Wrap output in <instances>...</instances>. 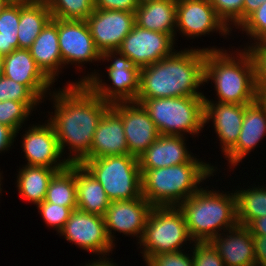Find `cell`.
<instances>
[{
  "label": "cell",
  "instance_id": "1",
  "mask_svg": "<svg viewBox=\"0 0 266 266\" xmlns=\"http://www.w3.org/2000/svg\"><path fill=\"white\" fill-rule=\"evenodd\" d=\"M51 92L54 115L52 124L62 155L69 149V163H81L89 154L96 128L111 104L103 101L85 83H68Z\"/></svg>",
  "mask_w": 266,
  "mask_h": 266
},
{
  "label": "cell",
  "instance_id": "2",
  "mask_svg": "<svg viewBox=\"0 0 266 266\" xmlns=\"http://www.w3.org/2000/svg\"><path fill=\"white\" fill-rule=\"evenodd\" d=\"M205 50L184 48L140 70V89L136 99L204 96ZM198 89V90H197Z\"/></svg>",
  "mask_w": 266,
  "mask_h": 266
},
{
  "label": "cell",
  "instance_id": "3",
  "mask_svg": "<svg viewBox=\"0 0 266 266\" xmlns=\"http://www.w3.org/2000/svg\"><path fill=\"white\" fill-rule=\"evenodd\" d=\"M229 51L205 50V83L212 80L220 103L249 105L260 93L256 86L254 64L245 48ZM240 51V52H239ZM235 52H237L235 54ZM235 54V55H232Z\"/></svg>",
  "mask_w": 266,
  "mask_h": 266
},
{
  "label": "cell",
  "instance_id": "4",
  "mask_svg": "<svg viewBox=\"0 0 266 266\" xmlns=\"http://www.w3.org/2000/svg\"><path fill=\"white\" fill-rule=\"evenodd\" d=\"M142 196L153 207L178 206L197 192L199 184L211 176L217 167L196 157L188 162L170 167L140 169Z\"/></svg>",
  "mask_w": 266,
  "mask_h": 266
},
{
  "label": "cell",
  "instance_id": "5",
  "mask_svg": "<svg viewBox=\"0 0 266 266\" xmlns=\"http://www.w3.org/2000/svg\"><path fill=\"white\" fill-rule=\"evenodd\" d=\"M220 192L201 187L178 205L193 242H208L238 225L236 197L232 190Z\"/></svg>",
  "mask_w": 266,
  "mask_h": 266
},
{
  "label": "cell",
  "instance_id": "6",
  "mask_svg": "<svg viewBox=\"0 0 266 266\" xmlns=\"http://www.w3.org/2000/svg\"><path fill=\"white\" fill-rule=\"evenodd\" d=\"M204 96L136 99L148 112L160 135H199L204 124ZM185 134V135H184Z\"/></svg>",
  "mask_w": 266,
  "mask_h": 266
},
{
  "label": "cell",
  "instance_id": "7",
  "mask_svg": "<svg viewBox=\"0 0 266 266\" xmlns=\"http://www.w3.org/2000/svg\"><path fill=\"white\" fill-rule=\"evenodd\" d=\"M80 164L103 186L110 201L142 197L141 170L136 156L125 154L84 159Z\"/></svg>",
  "mask_w": 266,
  "mask_h": 266
},
{
  "label": "cell",
  "instance_id": "8",
  "mask_svg": "<svg viewBox=\"0 0 266 266\" xmlns=\"http://www.w3.org/2000/svg\"><path fill=\"white\" fill-rule=\"evenodd\" d=\"M187 241L194 243L178 206L152 207L138 248L146 262L152 256L185 250Z\"/></svg>",
  "mask_w": 266,
  "mask_h": 266
},
{
  "label": "cell",
  "instance_id": "9",
  "mask_svg": "<svg viewBox=\"0 0 266 266\" xmlns=\"http://www.w3.org/2000/svg\"><path fill=\"white\" fill-rule=\"evenodd\" d=\"M106 60H111V64L106 67L112 87L101 79L102 75L96 70L82 76L79 83H85L97 96L110 104L136 101L140 89L141 69L118 50L103 52L101 61Z\"/></svg>",
  "mask_w": 266,
  "mask_h": 266
},
{
  "label": "cell",
  "instance_id": "10",
  "mask_svg": "<svg viewBox=\"0 0 266 266\" xmlns=\"http://www.w3.org/2000/svg\"><path fill=\"white\" fill-rule=\"evenodd\" d=\"M59 235L98 258H106L115 248L108 238L104 217L79 209L72 211Z\"/></svg>",
  "mask_w": 266,
  "mask_h": 266
},
{
  "label": "cell",
  "instance_id": "11",
  "mask_svg": "<svg viewBox=\"0 0 266 266\" xmlns=\"http://www.w3.org/2000/svg\"><path fill=\"white\" fill-rule=\"evenodd\" d=\"M175 43L169 34L147 30L134 24L118 51L141 69L172 55L176 51Z\"/></svg>",
  "mask_w": 266,
  "mask_h": 266
},
{
  "label": "cell",
  "instance_id": "12",
  "mask_svg": "<svg viewBox=\"0 0 266 266\" xmlns=\"http://www.w3.org/2000/svg\"><path fill=\"white\" fill-rule=\"evenodd\" d=\"M176 31L189 39L215 31L224 37L232 33L209 0H177Z\"/></svg>",
  "mask_w": 266,
  "mask_h": 266
},
{
  "label": "cell",
  "instance_id": "13",
  "mask_svg": "<svg viewBox=\"0 0 266 266\" xmlns=\"http://www.w3.org/2000/svg\"><path fill=\"white\" fill-rule=\"evenodd\" d=\"M32 125L21 136L23 138L21 147L27 161L26 165L51 169L67 168L70 163L61 153L52 124L47 120L42 125L38 123Z\"/></svg>",
  "mask_w": 266,
  "mask_h": 266
},
{
  "label": "cell",
  "instance_id": "14",
  "mask_svg": "<svg viewBox=\"0 0 266 266\" xmlns=\"http://www.w3.org/2000/svg\"><path fill=\"white\" fill-rule=\"evenodd\" d=\"M85 21L96 49L102 54L119 49L135 24V12L95 8Z\"/></svg>",
  "mask_w": 266,
  "mask_h": 266
},
{
  "label": "cell",
  "instance_id": "15",
  "mask_svg": "<svg viewBox=\"0 0 266 266\" xmlns=\"http://www.w3.org/2000/svg\"><path fill=\"white\" fill-rule=\"evenodd\" d=\"M58 42L63 69L73 63L81 69L83 63L101 61L85 20L58 19Z\"/></svg>",
  "mask_w": 266,
  "mask_h": 266
},
{
  "label": "cell",
  "instance_id": "16",
  "mask_svg": "<svg viewBox=\"0 0 266 266\" xmlns=\"http://www.w3.org/2000/svg\"><path fill=\"white\" fill-rule=\"evenodd\" d=\"M152 205L143 196L132 200L111 201L104 215L106 232L114 245L116 231L136 237L140 242Z\"/></svg>",
  "mask_w": 266,
  "mask_h": 266
},
{
  "label": "cell",
  "instance_id": "17",
  "mask_svg": "<svg viewBox=\"0 0 266 266\" xmlns=\"http://www.w3.org/2000/svg\"><path fill=\"white\" fill-rule=\"evenodd\" d=\"M111 108L122 119L129 154L138 158L160 135L154 122L136 101L114 103Z\"/></svg>",
  "mask_w": 266,
  "mask_h": 266
},
{
  "label": "cell",
  "instance_id": "18",
  "mask_svg": "<svg viewBox=\"0 0 266 266\" xmlns=\"http://www.w3.org/2000/svg\"><path fill=\"white\" fill-rule=\"evenodd\" d=\"M204 124L212 121L225 156L237 143L247 105L214 102L204 96Z\"/></svg>",
  "mask_w": 266,
  "mask_h": 266
},
{
  "label": "cell",
  "instance_id": "19",
  "mask_svg": "<svg viewBox=\"0 0 266 266\" xmlns=\"http://www.w3.org/2000/svg\"><path fill=\"white\" fill-rule=\"evenodd\" d=\"M3 75L26 85L41 101L51 94L50 87L53 89L54 83L37 66L29 49H15L4 56Z\"/></svg>",
  "mask_w": 266,
  "mask_h": 266
},
{
  "label": "cell",
  "instance_id": "20",
  "mask_svg": "<svg viewBox=\"0 0 266 266\" xmlns=\"http://www.w3.org/2000/svg\"><path fill=\"white\" fill-rule=\"evenodd\" d=\"M266 136V102L259 97L245 107L239 139L225 155L230 168L237 166ZM228 158V159H227Z\"/></svg>",
  "mask_w": 266,
  "mask_h": 266
},
{
  "label": "cell",
  "instance_id": "21",
  "mask_svg": "<svg viewBox=\"0 0 266 266\" xmlns=\"http://www.w3.org/2000/svg\"><path fill=\"white\" fill-rule=\"evenodd\" d=\"M186 137L159 135L138 157L140 169H156L188 163L196 156L189 152Z\"/></svg>",
  "mask_w": 266,
  "mask_h": 266
},
{
  "label": "cell",
  "instance_id": "22",
  "mask_svg": "<svg viewBox=\"0 0 266 266\" xmlns=\"http://www.w3.org/2000/svg\"><path fill=\"white\" fill-rule=\"evenodd\" d=\"M225 232L209 241L225 266H256L252 234L249 229L237 225Z\"/></svg>",
  "mask_w": 266,
  "mask_h": 266
},
{
  "label": "cell",
  "instance_id": "23",
  "mask_svg": "<svg viewBox=\"0 0 266 266\" xmlns=\"http://www.w3.org/2000/svg\"><path fill=\"white\" fill-rule=\"evenodd\" d=\"M129 154L121 117L110 108L93 135L90 154L85 159Z\"/></svg>",
  "mask_w": 266,
  "mask_h": 266
},
{
  "label": "cell",
  "instance_id": "24",
  "mask_svg": "<svg viewBox=\"0 0 266 266\" xmlns=\"http://www.w3.org/2000/svg\"><path fill=\"white\" fill-rule=\"evenodd\" d=\"M31 56L42 72L53 82L57 81L63 61L58 42V18H52L29 48Z\"/></svg>",
  "mask_w": 266,
  "mask_h": 266
},
{
  "label": "cell",
  "instance_id": "25",
  "mask_svg": "<svg viewBox=\"0 0 266 266\" xmlns=\"http://www.w3.org/2000/svg\"><path fill=\"white\" fill-rule=\"evenodd\" d=\"M176 9L177 0H158L140 4L135 10V24L147 30L169 34L175 39Z\"/></svg>",
  "mask_w": 266,
  "mask_h": 266
},
{
  "label": "cell",
  "instance_id": "26",
  "mask_svg": "<svg viewBox=\"0 0 266 266\" xmlns=\"http://www.w3.org/2000/svg\"><path fill=\"white\" fill-rule=\"evenodd\" d=\"M51 19L46 1L19 0V49H29Z\"/></svg>",
  "mask_w": 266,
  "mask_h": 266
},
{
  "label": "cell",
  "instance_id": "27",
  "mask_svg": "<svg viewBox=\"0 0 266 266\" xmlns=\"http://www.w3.org/2000/svg\"><path fill=\"white\" fill-rule=\"evenodd\" d=\"M77 209L104 217L110 204L103 186L80 163H76Z\"/></svg>",
  "mask_w": 266,
  "mask_h": 266
},
{
  "label": "cell",
  "instance_id": "28",
  "mask_svg": "<svg viewBox=\"0 0 266 266\" xmlns=\"http://www.w3.org/2000/svg\"><path fill=\"white\" fill-rule=\"evenodd\" d=\"M63 169H51L43 166L24 165L17 174L16 188L20 197L36 206L45 199L52 177Z\"/></svg>",
  "mask_w": 266,
  "mask_h": 266
},
{
  "label": "cell",
  "instance_id": "29",
  "mask_svg": "<svg viewBox=\"0 0 266 266\" xmlns=\"http://www.w3.org/2000/svg\"><path fill=\"white\" fill-rule=\"evenodd\" d=\"M248 187L234 191L238 225L242 226H247L252 220L266 216V187L264 185Z\"/></svg>",
  "mask_w": 266,
  "mask_h": 266
},
{
  "label": "cell",
  "instance_id": "30",
  "mask_svg": "<svg viewBox=\"0 0 266 266\" xmlns=\"http://www.w3.org/2000/svg\"><path fill=\"white\" fill-rule=\"evenodd\" d=\"M44 200L56 205L77 207L76 163H70L52 177Z\"/></svg>",
  "mask_w": 266,
  "mask_h": 266
},
{
  "label": "cell",
  "instance_id": "31",
  "mask_svg": "<svg viewBox=\"0 0 266 266\" xmlns=\"http://www.w3.org/2000/svg\"><path fill=\"white\" fill-rule=\"evenodd\" d=\"M19 0H11L0 13V56L19 49Z\"/></svg>",
  "mask_w": 266,
  "mask_h": 266
},
{
  "label": "cell",
  "instance_id": "32",
  "mask_svg": "<svg viewBox=\"0 0 266 266\" xmlns=\"http://www.w3.org/2000/svg\"><path fill=\"white\" fill-rule=\"evenodd\" d=\"M52 18L86 20L95 10V0H46Z\"/></svg>",
  "mask_w": 266,
  "mask_h": 266
},
{
  "label": "cell",
  "instance_id": "33",
  "mask_svg": "<svg viewBox=\"0 0 266 266\" xmlns=\"http://www.w3.org/2000/svg\"><path fill=\"white\" fill-rule=\"evenodd\" d=\"M42 102H17L13 100H6L0 102V123L12 128L17 137L24 122L29 119V115L32 114Z\"/></svg>",
  "mask_w": 266,
  "mask_h": 266
},
{
  "label": "cell",
  "instance_id": "34",
  "mask_svg": "<svg viewBox=\"0 0 266 266\" xmlns=\"http://www.w3.org/2000/svg\"><path fill=\"white\" fill-rule=\"evenodd\" d=\"M38 212L43 218L45 224L55 229L57 233L62 230L70 214L77 207H66L62 205H56L55 203L46 202L45 200L37 205Z\"/></svg>",
  "mask_w": 266,
  "mask_h": 266
},
{
  "label": "cell",
  "instance_id": "35",
  "mask_svg": "<svg viewBox=\"0 0 266 266\" xmlns=\"http://www.w3.org/2000/svg\"><path fill=\"white\" fill-rule=\"evenodd\" d=\"M219 18L232 31L243 22L244 0H209ZM232 25V26H231Z\"/></svg>",
  "mask_w": 266,
  "mask_h": 266
},
{
  "label": "cell",
  "instance_id": "36",
  "mask_svg": "<svg viewBox=\"0 0 266 266\" xmlns=\"http://www.w3.org/2000/svg\"><path fill=\"white\" fill-rule=\"evenodd\" d=\"M250 37L252 42L266 40V1L251 13L236 29Z\"/></svg>",
  "mask_w": 266,
  "mask_h": 266
},
{
  "label": "cell",
  "instance_id": "37",
  "mask_svg": "<svg viewBox=\"0 0 266 266\" xmlns=\"http://www.w3.org/2000/svg\"><path fill=\"white\" fill-rule=\"evenodd\" d=\"M42 102L26 85L17 83L4 75L0 77V102Z\"/></svg>",
  "mask_w": 266,
  "mask_h": 266
},
{
  "label": "cell",
  "instance_id": "38",
  "mask_svg": "<svg viewBox=\"0 0 266 266\" xmlns=\"http://www.w3.org/2000/svg\"><path fill=\"white\" fill-rule=\"evenodd\" d=\"M244 48L250 54L253 64L256 86L261 94L266 89V40L253 42Z\"/></svg>",
  "mask_w": 266,
  "mask_h": 266
},
{
  "label": "cell",
  "instance_id": "39",
  "mask_svg": "<svg viewBox=\"0 0 266 266\" xmlns=\"http://www.w3.org/2000/svg\"><path fill=\"white\" fill-rule=\"evenodd\" d=\"M192 246L191 252L194 266H225L222 258L209 241L194 242Z\"/></svg>",
  "mask_w": 266,
  "mask_h": 266
},
{
  "label": "cell",
  "instance_id": "40",
  "mask_svg": "<svg viewBox=\"0 0 266 266\" xmlns=\"http://www.w3.org/2000/svg\"><path fill=\"white\" fill-rule=\"evenodd\" d=\"M145 264L146 266H194L192 253L186 254L184 250L152 256Z\"/></svg>",
  "mask_w": 266,
  "mask_h": 266
},
{
  "label": "cell",
  "instance_id": "41",
  "mask_svg": "<svg viewBox=\"0 0 266 266\" xmlns=\"http://www.w3.org/2000/svg\"><path fill=\"white\" fill-rule=\"evenodd\" d=\"M138 4L136 0H95V8L101 10H123L135 12Z\"/></svg>",
  "mask_w": 266,
  "mask_h": 266
},
{
  "label": "cell",
  "instance_id": "42",
  "mask_svg": "<svg viewBox=\"0 0 266 266\" xmlns=\"http://www.w3.org/2000/svg\"><path fill=\"white\" fill-rule=\"evenodd\" d=\"M256 266H266V236L252 235Z\"/></svg>",
  "mask_w": 266,
  "mask_h": 266
},
{
  "label": "cell",
  "instance_id": "43",
  "mask_svg": "<svg viewBox=\"0 0 266 266\" xmlns=\"http://www.w3.org/2000/svg\"><path fill=\"white\" fill-rule=\"evenodd\" d=\"M16 132L7 125L0 123V153L8 151L15 141Z\"/></svg>",
  "mask_w": 266,
  "mask_h": 266
},
{
  "label": "cell",
  "instance_id": "44",
  "mask_svg": "<svg viewBox=\"0 0 266 266\" xmlns=\"http://www.w3.org/2000/svg\"><path fill=\"white\" fill-rule=\"evenodd\" d=\"M246 227L252 235L266 236V216L252 220Z\"/></svg>",
  "mask_w": 266,
  "mask_h": 266
},
{
  "label": "cell",
  "instance_id": "45",
  "mask_svg": "<svg viewBox=\"0 0 266 266\" xmlns=\"http://www.w3.org/2000/svg\"><path fill=\"white\" fill-rule=\"evenodd\" d=\"M266 0H244L243 2V21Z\"/></svg>",
  "mask_w": 266,
  "mask_h": 266
},
{
  "label": "cell",
  "instance_id": "46",
  "mask_svg": "<svg viewBox=\"0 0 266 266\" xmlns=\"http://www.w3.org/2000/svg\"><path fill=\"white\" fill-rule=\"evenodd\" d=\"M99 260H92L90 263H85L84 266H118L116 263L111 261L108 257L106 258H98Z\"/></svg>",
  "mask_w": 266,
  "mask_h": 266
},
{
  "label": "cell",
  "instance_id": "47",
  "mask_svg": "<svg viewBox=\"0 0 266 266\" xmlns=\"http://www.w3.org/2000/svg\"><path fill=\"white\" fill-rule=\"evenodd\" d=\"M11 0H0V13Z\"/></svg>",
  "mask_w": 266,
  "mask_h": 266
},
{
  "label": "cell",
  "instance_id": "48",
  "mask_svg": "<svg viewBox=\"0 0 266 266\" xmlns=\"http://www.w3.org/2000/svg\"><path fill=\"white\" fill-rule=\"evenodd\" d=\"M3 75V56H0V77Z\"/></svg>",
  "mask_w": 266,
  "mask_h": 266
},
{
  "label": "cell",
  "instance_id": "49",
  "mask_svg": "<svg viewBox=\"0 0 266 266\" xmlns=\"http://www.w3.org/2000/svg\"><path fill=\"white\" fill-rule=\"evenodd\" d=\"M150 1H158V0H136L138 5L146 3V2H150Z\"/></svg>",
  "mask_w": 266,
  "mask_h": 266
},
{
  "label": "cell",
  "instance_id": "50",
  "mask_svg": "<svg viewBox=\"0 0 266 266\" xmlns=\"http://www.w3.org/2000/svg\"><path fill=\"white\" fill-rule=\"evenodd\" d=\"M260 97L266 102V89L260 94Z\"/></svg>",
  "mask_w": 266,
  "mask_h": 266
},
{
  "label": "cell",
  "instance_id": "51",
  "mask_svg": "<svg viewBox=\"0 0 266 266\" xmlns=\"http://www.w3.org/2000/svg\"><path fill=\"white\" fill-rule=\"evenodd\" d=\"M2 180H3V177H2V173L0 172V194H1V192H2V190H1V189H2V188H1V186H2V185H1V184H2L1 181H2Z\"/></svg>",
  "mask_w": 266,
  "mask_h": 266
}]
</instances>
